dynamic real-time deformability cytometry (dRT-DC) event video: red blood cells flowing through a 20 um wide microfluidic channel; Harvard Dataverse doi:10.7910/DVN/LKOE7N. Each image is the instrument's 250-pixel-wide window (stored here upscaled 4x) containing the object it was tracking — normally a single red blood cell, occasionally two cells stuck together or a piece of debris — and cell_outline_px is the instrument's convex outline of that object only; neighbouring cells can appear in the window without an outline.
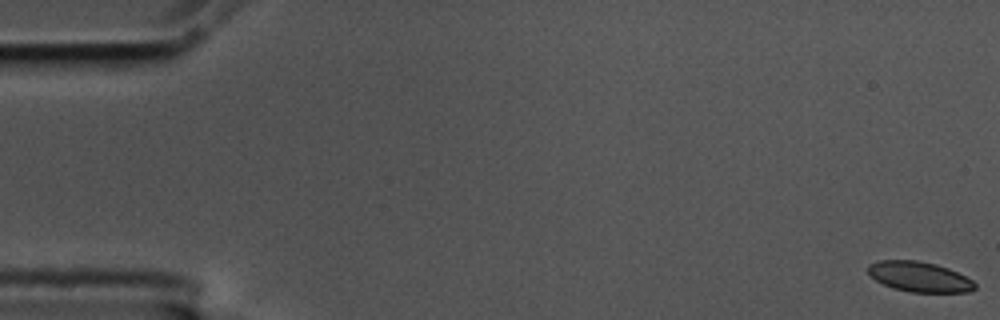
{"species": "common noctule bat (a hibernating species)", "species_latin": "Nyctalus noctula", "temperature_condition": "cold", "stored_images_in_passage": 17, "camera_frame_rate_fps": 3000, "um_per_image_px": 0.085, "animal": {"sex": "male", "body_mass_g": 17.5, "forearm_length_mm": 52.3}, "frame": {"image": 1, "passage_image": 1, "time_ms": 0.0, "image_size_px": [1000, 320], "cell_outline_px": [[976, 288], [968, 292], [912, 292], [892, 288], [876, 280], [868, 272], [868, 264], [880, 260], [916, 260], [936, 264], [948, 268], [972, 280], [976, 284]], "centroid_in_image_um": [78.14, 23.52], "position_along_channel_um": 6.9, "area_um2": 18.67}}
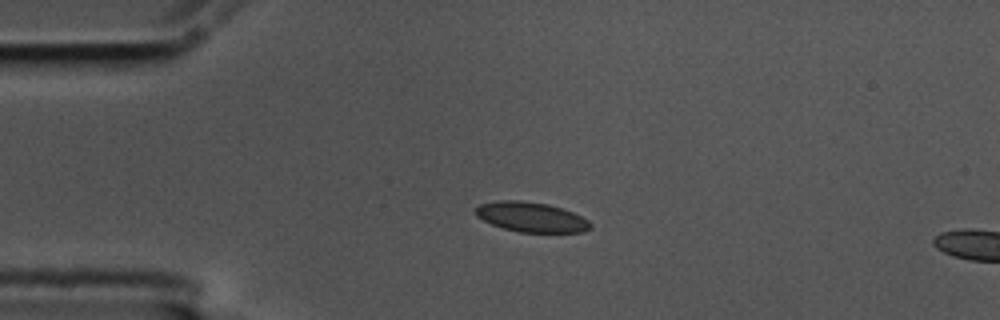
{"frame": {"image": 2, "passage_image": 14, "time_ms": 4.333, "image_size_px": [1000, 320], "cell_outline_px": [[592, 228], [584, 232], [520, 232], [504, 228], [492, 224], [476, 216], [472, 212], [480, 204], [500, 200], [520, 200], [548, 204], [572, 212], [588, 220], [592, 224]], "centroid_in_image_um": [45.15, 18.45], "position_along_channel_um": 39.9, "area_um2": 19.94}}